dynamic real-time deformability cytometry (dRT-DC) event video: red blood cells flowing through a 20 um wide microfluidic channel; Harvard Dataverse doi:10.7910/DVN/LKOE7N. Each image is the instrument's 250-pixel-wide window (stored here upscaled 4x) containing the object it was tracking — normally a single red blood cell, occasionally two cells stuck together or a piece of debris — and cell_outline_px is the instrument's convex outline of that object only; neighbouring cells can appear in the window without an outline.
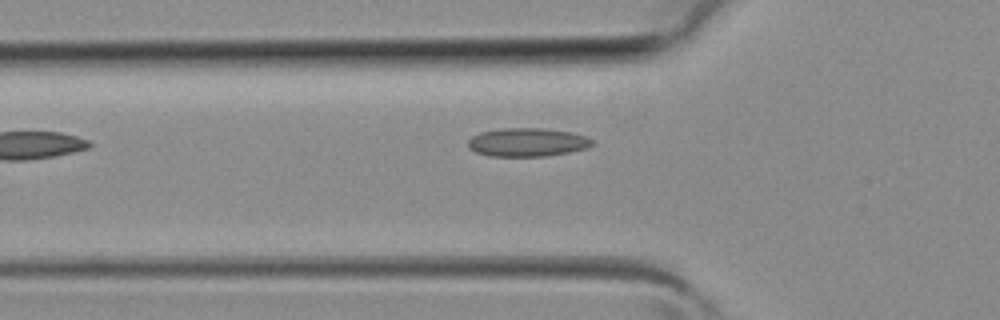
{"species": "common noctule bat (a hibernating species)", "species_latin": "Nyctalus noctula", "temperature_condition": "room temperature", "stored_images_in_passage": 6, "camera_frame_rate_fps": 3000, "um_per_image_px": 0.085, "animal": {"sex": "female", "body_mass_g": 19.3, "forearm_length_mm": 54.1}, "frame": {"image": 1, "passage_image": 5, "time_ms": 1.333, "image_size_px": [1000, 320], "cell_outline_px": [[592, 144], [584, 148], [568, 152], [544, 156], [488, 156], [476, 152], [468, 148], [468, 140], [472, 136], [480, 132], [504, 128], [544, 128], [572, 132], [584, 136], [592, 140]], "centroid_in_image_um": [44.76, 12.09], "position_along_channel_um": 81.0, "area_um2": 20.46}}